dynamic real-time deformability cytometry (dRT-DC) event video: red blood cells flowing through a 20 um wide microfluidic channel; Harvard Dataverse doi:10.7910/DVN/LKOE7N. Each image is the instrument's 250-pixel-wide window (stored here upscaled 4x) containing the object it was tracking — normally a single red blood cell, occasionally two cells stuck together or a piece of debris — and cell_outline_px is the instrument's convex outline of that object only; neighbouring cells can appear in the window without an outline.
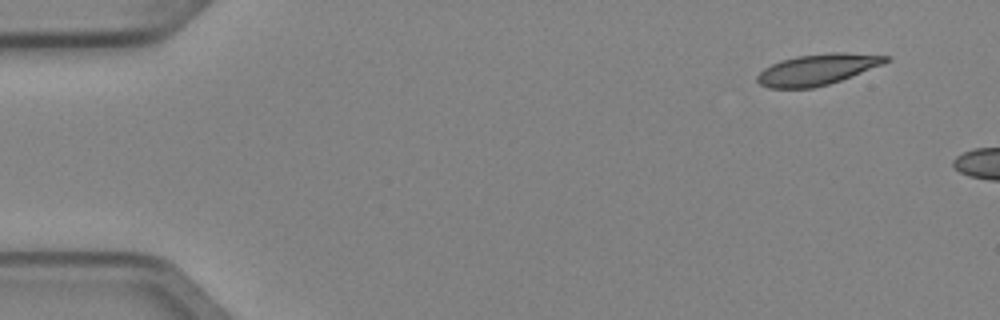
{"species": "Egyptian fruit bat (a non-hibernating species)", "species_latin": "Rousettus aegyptiacus", "temperature_condition": "cold", "stored_images_in_passage": 3, "camera_frame_rate_fps": 3000, "um_per_image_px": 0.085, "animal": {"sex": "female"}, "frame": {"image": 1, "passage_image": 1, "time_ms": 0.0, "image_size_px": [1000, 320], "cell_outline_px": [[892, 56], [884, 64], [840, 80], [828, 84], [812, 88], [768, 88], [760, 84], [756, 80], [756, 76], [764, 68], [780, 60], [796, 56], [832, 52], [844, 52]], "centroid_in_image_um": [69.46, 5.9], "position_along_channel_um": 15.5, "area_um2": 23.18}}